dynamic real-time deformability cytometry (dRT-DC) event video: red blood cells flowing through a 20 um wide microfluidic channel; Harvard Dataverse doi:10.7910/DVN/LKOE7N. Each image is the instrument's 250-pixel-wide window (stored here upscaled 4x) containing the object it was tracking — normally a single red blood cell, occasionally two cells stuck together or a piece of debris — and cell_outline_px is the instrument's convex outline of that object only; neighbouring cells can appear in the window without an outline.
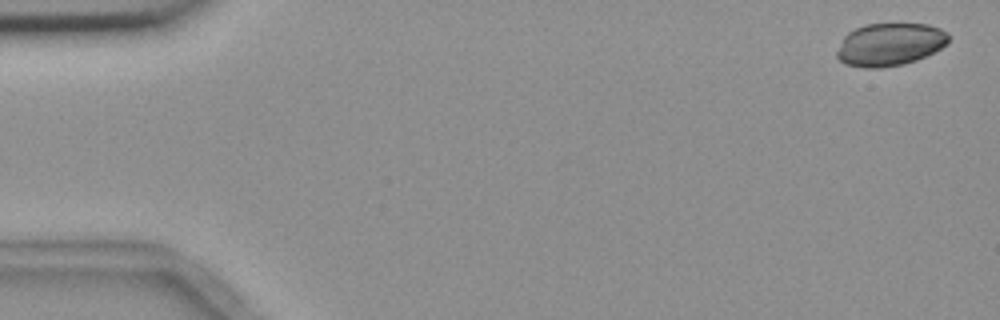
{"species": "common noctule bat (a hibernating species)", "species_latin": "Nyctalus noctula", "temperature_condition": "room temperature", "stored_images_in_passage": 5, "camera_frame_rate_fps": 3000, "um_per_image_px": 0.085, "animal": {"sex": "female", "body_mass_g": 18.4}, "frame": {"image": 1, "passage_image": 1, "time_ms": 0.0, "image_size_px": [1000, 320], "cell_outline_px": [[948, 44], [916, 60], [904, 64], [880, 68], [864, 68], [844, 64], [836, 56], [836, 52], [844, 36], [848, 32], [856, 28], [868, 24], [928, 24], [940, 28], [948, 32]], "centroid_in_image_um": [75.62, 3.78], "position_along_channel_um": 9.4, "area_um2": 27.8}}